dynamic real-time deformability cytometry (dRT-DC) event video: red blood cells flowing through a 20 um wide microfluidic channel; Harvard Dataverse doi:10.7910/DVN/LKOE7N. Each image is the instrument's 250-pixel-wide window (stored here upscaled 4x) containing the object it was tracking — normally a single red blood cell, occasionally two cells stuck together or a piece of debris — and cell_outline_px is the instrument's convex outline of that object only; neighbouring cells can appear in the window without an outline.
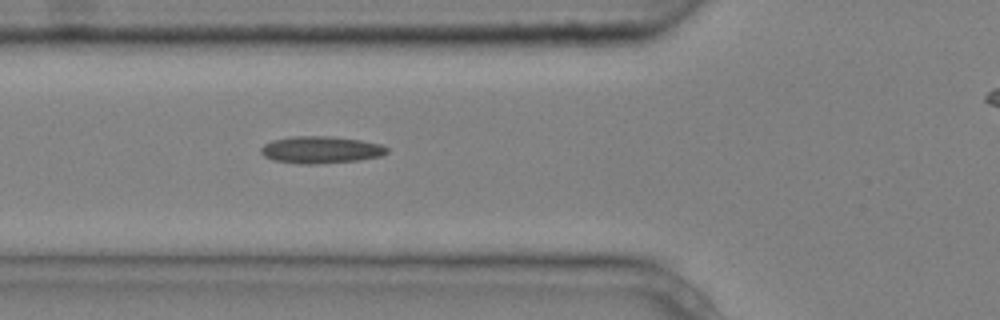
{"species": "common noctule bat (a hibernating species)", "species_latin": "Nyctalus noctula", "temperature_condition": "cold", "stored_images_in_passage": 7, "segment_of_instrument_passage": [1, 2], "camera_frame_rate_fps": 3000, "um_per_image_px": 0.085, "animal": {"sex": "male", "body_mass_g": 20.4}, "frame": {"image": 1, "passage_image": 6, "time_ms": 1.667, "image_size_px": [1000, 320], "cell_outline_px": [[388, 152], [380, 156], [360, 160], [316, 164], [300, 164], [272, 160], [264, 156], [260, 152], [260, 148], [264, 144], [272, 140], [292, 136], [328, 136], [360, 140], [380, 144], [388, 148]], "centroid_in_image_um": [27.24, 12.73], "position_along_channel_um": 98.6, "area_um2": 19.94}}